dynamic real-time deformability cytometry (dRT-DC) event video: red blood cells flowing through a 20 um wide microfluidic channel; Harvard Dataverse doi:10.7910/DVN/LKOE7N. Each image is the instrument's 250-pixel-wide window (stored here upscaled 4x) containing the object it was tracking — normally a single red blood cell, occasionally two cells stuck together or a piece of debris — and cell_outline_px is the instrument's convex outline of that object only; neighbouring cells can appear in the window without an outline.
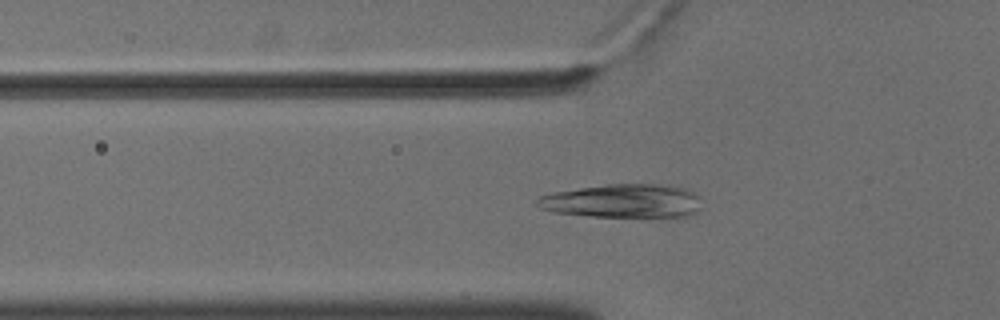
{"species": "common noctule bat (a hibernating species)", "species_latin": "Nyctalus noctula", "temperature_condition": "cold", "stored_images_in_passage": 55, "camera_frame_rate_fps": 3000, "um_per_image_px": 0.085, "animal": {"sex": "male", "body_mass_g": 18.8}, "frame": {"image": 1, "passage_image": 19, "time_ms": 6.0, "image_size_px": [1000, 320], "cell_outline_px": [[700, 212], [692, 216], [676, 220], [672, 220], [588, 216], [552, 212], [540, 208], [536, 204], [536, 200], [540, 196], [552, 192], [608, 184], [660, 184], [684, 188], [692, 192], [696, 196], [700, 208]], "centroid_in_image_um": [53.03, 17.15], "position_along_channel_um": 72.8, "area_um2": 33.64}}
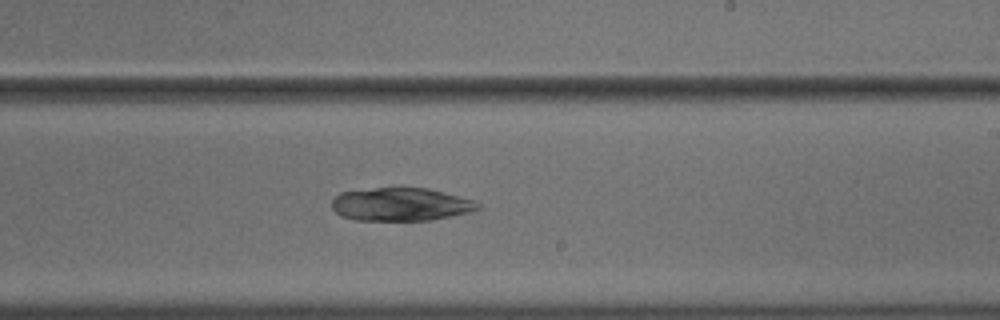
{"frame": {"image": 2, "passage_image": 34, "time_ms": 11.0, "image_size_px": [1000, 320], "cell_outline_px": [[480, 208], [472, 212], [432, 220], [352, 220], [340, 216], [332, 208], [332, 200], [340, 192], [376, 188], [428, 188], [460, 196], [472, 200], [480, 204]], "centroid_in_image_um": [34.07, 17.38], "position_along_channel_um": 254.9, "area_um2": 28.26}}
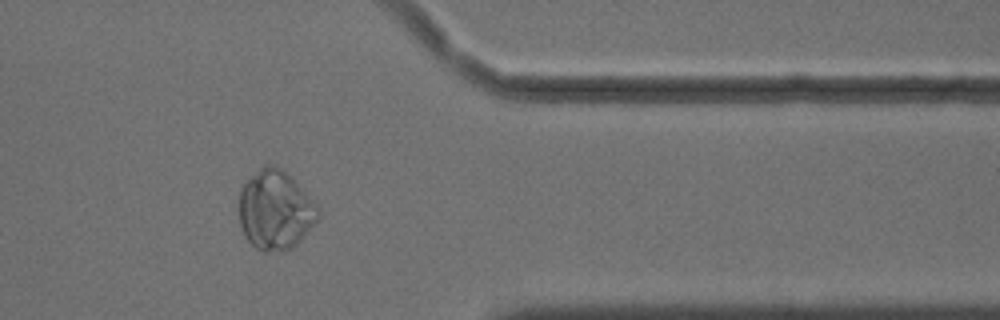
{"frame": {"image": 3, "passage_image": 46, "time_ms": 15.0, "image_size_px": [1000, 320], "cell_outline_px": [[320, 216], [300, 240], [292, 248], [264, 252], [256, 248], [244, 236], [240, 224], [240, 188], [264, 164], [272, 164], [288, 172], [320, 208]], "centroid_in_image_um": [23.41, 17.83], "position_along_channel_um": 388.0, "area_um2": 36.36}}